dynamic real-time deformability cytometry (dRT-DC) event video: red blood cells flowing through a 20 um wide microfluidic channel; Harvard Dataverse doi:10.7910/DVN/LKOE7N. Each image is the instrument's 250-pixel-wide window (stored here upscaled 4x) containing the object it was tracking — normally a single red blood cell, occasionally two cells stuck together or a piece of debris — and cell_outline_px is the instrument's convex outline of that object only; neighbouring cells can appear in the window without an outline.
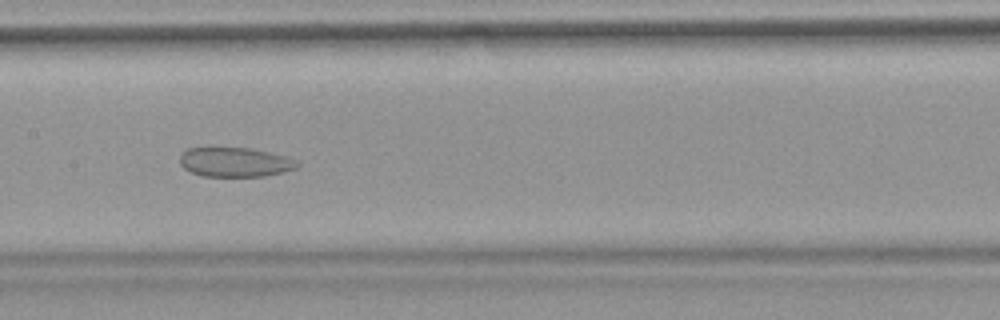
{"species": "common noctule bat (a hibernating species)", "species_latin": "Nyctalus noctula", "temperature_condition": "warm", "stored_images_in_passage": 53, "camera_frame_rate_fps": 3000, "um_per_image_px": 0.085, "animal": {"sex": "female", "body_mass_g": 18.4}, "frame": {"image": 1, "passage_image": 27, "time_ms": 8.667, "image_size_px": [1000, 320], "cell_outline_px": [[300, 164], [296, 168], [264, 176], [204, 176], [192, 172], [184, 168], [180, 164], [180, 156], [188, 148], [208, 144], [212, 144], [252, 148], [284, 156], [296, 160]], "centroid_in_image_um": [19.89, 13.72], "position_along_channel_um": 187.5, "area_um2": 20.81}}
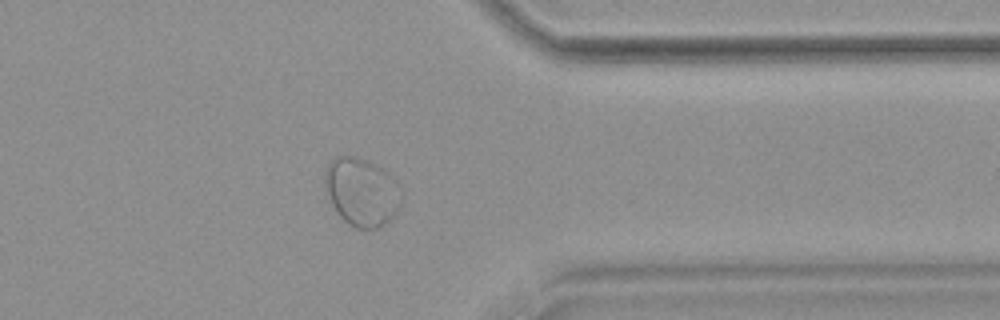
{"frame": {"image": 2, "passage_image": 43, "time_ms": 14.0, "image_size_px": [1000, 320], "cell_outline_px": [[400, 204], [396, 212], [384, 224], [376, 228], [356, 228], [348, 224], [336, 212], [332, 204], [324, 184], [324, 176], [328, 164], [336, 156], [356, 156], [380, 168], [396, 180], [400, 184]], "centroid_in_image_um": [30.72, 16.32], "position_along_channel_um": 380.7, "area_um2": 29.94}}
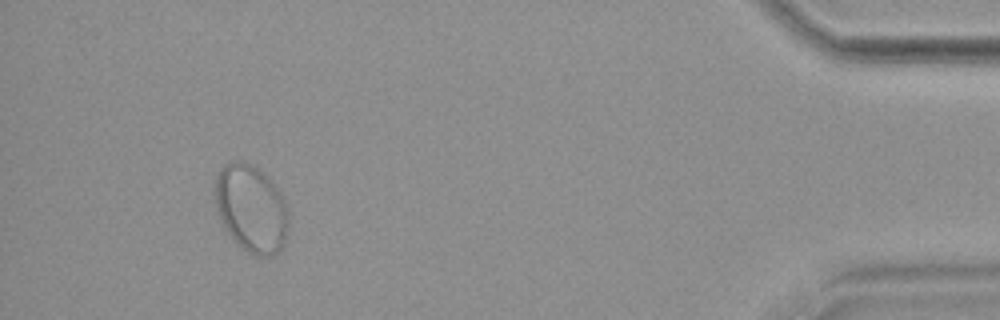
{"frame": {"image": 3, "passage_image": 50, "time_ms": 16.333, "image_size_px": [1000, 320], "cell_outline_px": [[288, 220], [284, 244], [276, 252], [268, 256], [256, 256], [248, 252], [236, 244], [224, 228], [220, 220], [216, 208], [216, 176], [224, 164], [232, 160], [240, 160], [256, 168], [272, 184], [280, 196], [284, 204]], "centroid_in_image_um": [21.3, 17.76], "position_along_channel_um": 413.9, "area_um2": 36.59}}